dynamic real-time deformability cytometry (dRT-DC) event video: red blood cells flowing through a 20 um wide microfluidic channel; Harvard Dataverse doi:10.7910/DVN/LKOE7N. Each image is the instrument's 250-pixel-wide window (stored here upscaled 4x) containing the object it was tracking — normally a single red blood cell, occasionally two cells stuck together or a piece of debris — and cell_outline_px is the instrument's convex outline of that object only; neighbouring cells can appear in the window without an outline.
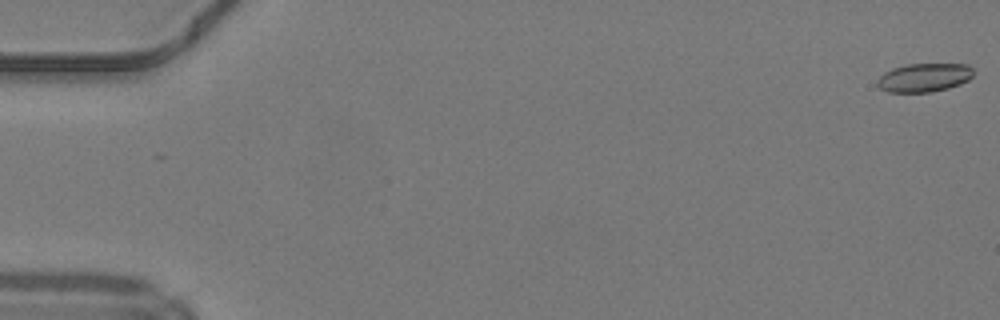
{"species": "common noctule bat (a hibernating species)", "species_latin": "Nyctalus noctula", "temperature_condition": "warm", "stored_images_in_passage": 5, "camera_frame_rate_fps": 3000, "um_per_image_px": 0.085, "animal": {"sex": "male", "body_mass_g": 19.2, "forearm_length_mm": 51.8}, "frame": {"image": 1, "passage_image": 1, "time_ms": 0.0, "image_size_px": [1000, 320], "cell_outline_px": [[972, 76], [968, 80], [960, 84], [948, 88], [932, 92], [888, 92], [880, 88], [876, 84], [876, 80], [884, 72], [892, 68], [908, 64], [968, 64], [972, 68]], "centroid_in_image_um": [78.53, 6.59], "position_along_channel_um": 6.5, "area_um2": 16.07}}